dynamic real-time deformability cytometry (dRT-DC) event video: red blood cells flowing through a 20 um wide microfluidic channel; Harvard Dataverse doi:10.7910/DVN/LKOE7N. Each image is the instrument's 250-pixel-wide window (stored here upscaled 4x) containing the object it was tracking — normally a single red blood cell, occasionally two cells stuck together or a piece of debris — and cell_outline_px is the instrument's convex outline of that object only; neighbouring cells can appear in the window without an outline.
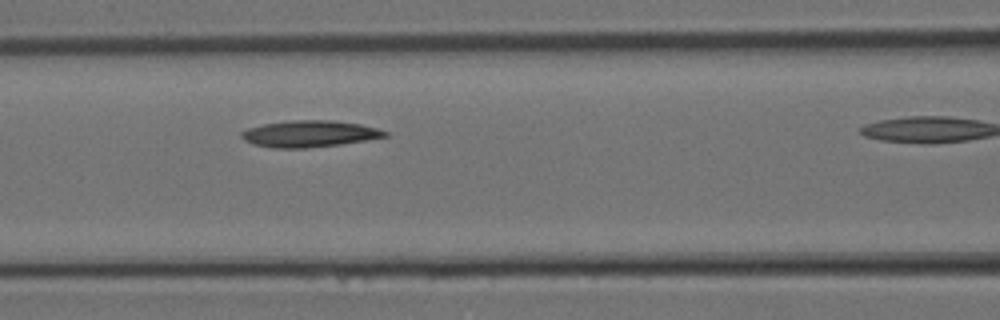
{"species": "Egyptian fruit bat (a non-hibernating species)", "species_latin": "Rousettus aegyptiacus", "temperature_condition": "room temperature", "stored_images_in_passage": 8, "segment_of_instrument_passage": [1, 2], "camera_frame_rate_fps": 3000, "um_per_image_px": 0.085, "animal": {"sex": "female"}, "frame": {"image": 1, "passage_image": 7, "time_ms": 2.0, "image_size_px": [1000, 320], "cell_outline_px": [[388, 136], [340, 144], [308, 148], [272, 148], [252, 144], [244, 140], [240, 136], [240, 132], [248, 128], [264, 124], [292, 120], [332, 120], [360, 124], [376, 128], [388, 132]], "centroid_in_image_um": [26.26, 11.37], "position_along_channel_um": 140.3, "area_um2": 22.14}}